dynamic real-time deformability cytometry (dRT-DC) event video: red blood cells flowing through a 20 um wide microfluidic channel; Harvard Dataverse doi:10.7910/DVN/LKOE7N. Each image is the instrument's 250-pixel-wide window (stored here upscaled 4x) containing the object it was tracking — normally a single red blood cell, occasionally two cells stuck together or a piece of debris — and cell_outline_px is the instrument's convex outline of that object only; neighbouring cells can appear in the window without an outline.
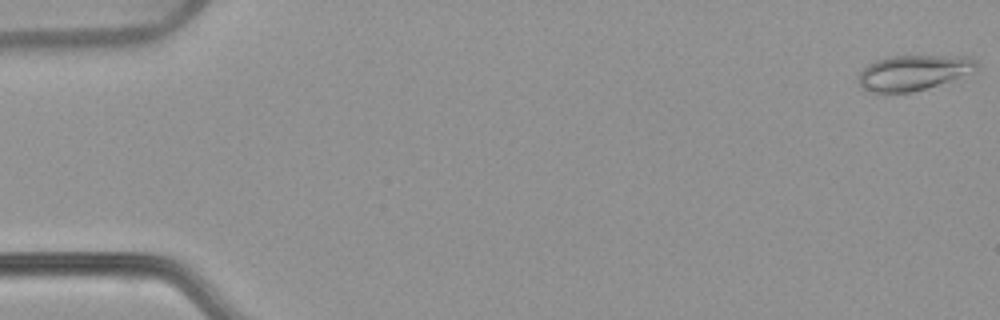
{"species": "common noctule bat (a hibernating species)", "species_latin": "Nyctalus noctula", "temperature_condition": "warm", "stored_images_in_passage": 54, "camera_frame_rate_fps": 3000, "um_per_image_px": 0.085, "animal": {"sex": "female", "body_mass_g": 22.7, "forearm_length_mm": 54.2}, "frame": {"image": 1, "passage_image": 1, "time_ms": 0.0, "image_size_px": [1000, 320], "cell_outline_px": [[976, 68], [952, 80], [912, 92], [876, 92], [860, 84], [860, 72], [868, 64], [876, 60], [892, 56], [968, 56], [976, 64]], "centroid_in_image_um": [77.63, 6.15], "position_along_channel_um": 7.4, "area_um2": 23.35}}
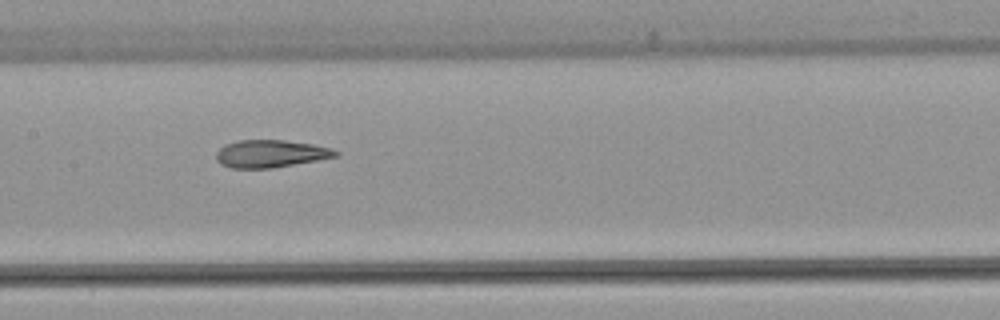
{"frame": {"image": 2, "passage_image": 27, "time_ms": 8.667, "image_size_px": [1000, 320], "cell_outline_px": [[340, 156], [272, 168], [232, 168], [220, 164], [216, 160], [216, 152], [224, 144], [236, 140], [284, 140], [312, 144], [332, 148], [340, 152]], "centroid_in_image_um": [23.0, 13.06], "position_along_channel_um": 184.4, "area_um2": 19.31}}
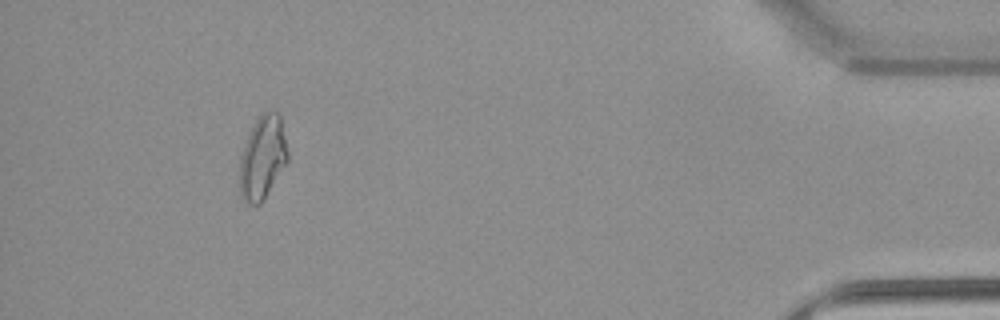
{"frame": {"image": 3, "passage_image": 50, "time_ms": 16.333, "image_size_px": [1000, 320], "cell_outline_px": [[288, 160], [264, 200], [260, 204], [248, 204], [240, 196], [240, 156], [244, 144], [260, 112], [268, 108], [276, 112], [280, 116], [288, 152]], "centroid_in_image_um": [22.32, 13.38], "position_along_channel_um": 412.9, "area_um2": 23.41}, "authors_computed_cell_mechanics": {"area_um2": 21.1548, "velocity_mm_per_s": 3.8012, "shape_relaxation_time_tau1_ms": null, "shape_relaxation_time_tau2_ms": 2.5368, "deformation_change_tau1": null, "deformation_change_tau2": 0.0911}}